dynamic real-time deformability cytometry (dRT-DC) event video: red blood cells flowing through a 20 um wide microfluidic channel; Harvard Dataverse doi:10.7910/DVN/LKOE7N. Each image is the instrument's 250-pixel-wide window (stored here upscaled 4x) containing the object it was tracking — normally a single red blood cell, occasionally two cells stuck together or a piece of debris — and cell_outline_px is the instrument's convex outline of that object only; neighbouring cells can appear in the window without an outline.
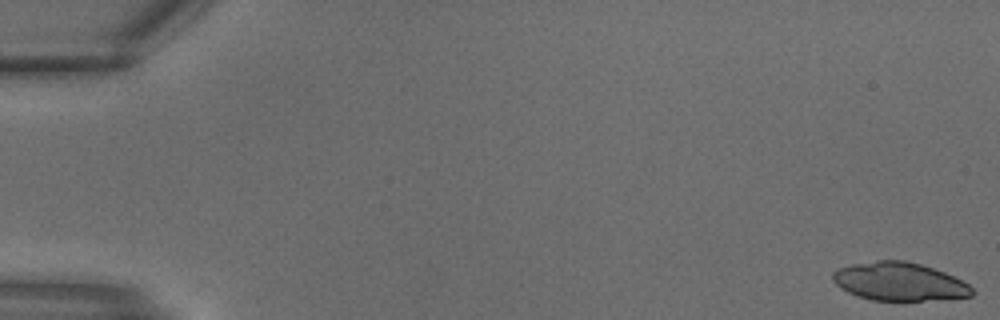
{"species": "common noctule bat (a hibernating species)", "species_latin": "Nyctalus noctula", "temperature_condition": "warm", "stored_images_in_passage": 14, "camera_frame_rate_fps": 3000, "um_per_image_px": 0.085, "animal": {"sex": "male", "body_mass_g": 18.8}, "frame": {"image": 1, "passage_image": 1, "time_ms": 0.0, "image_size_px": [1000, 320], "cell_outline_px": [[976, 292], [972, 296], [924, 300], [872, 300], [848, 292], [840, 288], [832, 280], [832, 272], [836, 268], [852, 264], [876, 260], [904, 260], [920, 264], [944, 272], [968, 284]], "centroid_in_image_um": [76.4, 23.92], "position_along_channel_um": 8.6, "area_um2": 30.87}}
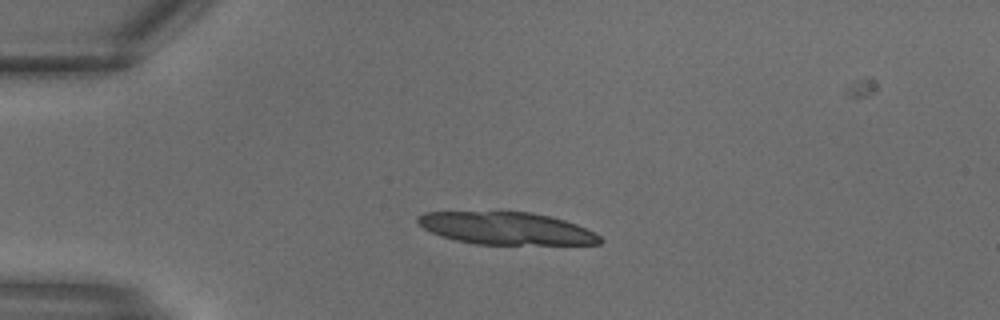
{"frame": {"image": 2, "passage_image": 8, "time_ms": 2.333, "image_size_px": [1000, 320], "cell_outline_px": [[604, 240], [600, 244], [476, 244], [456, 240], [440, 236], [424, 228], [416, 220], [416, 216], [424, 212], [532, 212], [564, 220], [576, 224], [596, 232]], "centroid_in_image_um": [43.06, 19.41], "position_along_channel_um": 41.9, "area_um2": 34.28}}